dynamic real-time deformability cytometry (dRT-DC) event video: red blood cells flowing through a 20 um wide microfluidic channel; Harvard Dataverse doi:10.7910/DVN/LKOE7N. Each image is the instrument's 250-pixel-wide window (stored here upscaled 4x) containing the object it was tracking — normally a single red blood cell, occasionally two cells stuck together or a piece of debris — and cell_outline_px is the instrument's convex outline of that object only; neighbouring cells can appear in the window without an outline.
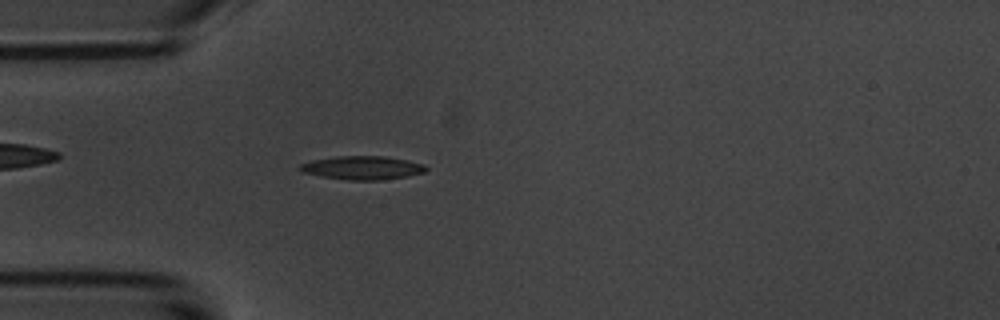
{"species": "common noctule bat (a hibernating species)", "species_latin": "Nyctalus noctula", "temperature_condition": "room temperature", "stored_images_in_passage": 3, "camera_frame_rate_fps": 3000, "um_per_image_px": 0.085, "animal": {"sex": "male", "body_mass_g": 20.1, "forearm_length_mm": 53.5}, "frame": {"image": 1, "passage_image": 3, "time_ms": 2.333, "image_size_px": [1000, 320], "cell_outline_px": [[428, 168], [424, 172], [408, 176], [384, 180], [348, 180], [320, 176], [304, 172], [296, 168], [300, 164], [312, 160], [336, 156], [384, 156], [408, 160], [424, 164]], "centroid_in_image_um": [30.81, 14.26], "position_along_channel_um": 54.2, "area_um2": 17.4}}